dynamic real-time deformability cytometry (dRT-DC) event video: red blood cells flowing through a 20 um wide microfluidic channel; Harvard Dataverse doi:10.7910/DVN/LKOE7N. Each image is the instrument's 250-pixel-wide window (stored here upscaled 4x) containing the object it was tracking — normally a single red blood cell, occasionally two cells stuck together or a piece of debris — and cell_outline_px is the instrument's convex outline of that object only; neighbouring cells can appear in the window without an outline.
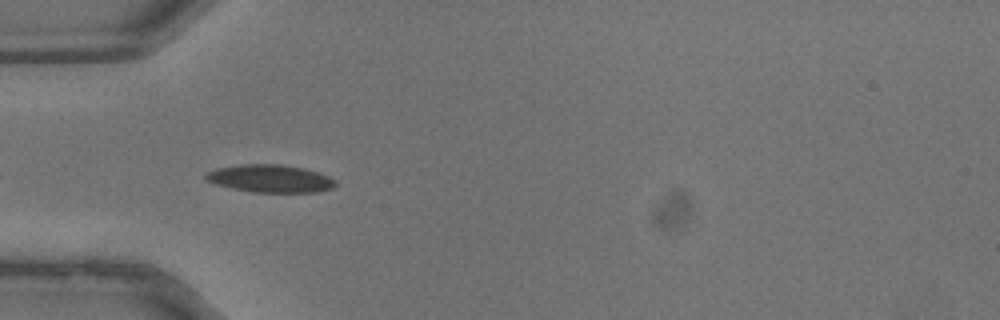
{"species": "common noctule bat (a hibernating species)", "species_latin": "Nyctalus noctula", "temperature_condition": "warm", "stored_images_in_passage": 34, "segment_of_instrument_passage": [2, 2], "camera_frame_rate_fps": 3000, "um_per_image_px": 0.085, "animal": {"sex": "male", "body_mass_g": 13.3}, "frame": {"image": 1, "passage_image": 12, "time_ms": 3.667, "image_size_px": [1000, 320], "cell_outline_px": [[336, 184], [332, 188], [316, 192], [252, 192], [232, 188], [216, 184], [208, 180], [204, 176], [208, 172], [216, 168], [240, 164], [280, 164], [304, 168], [328, 176], [336, 180]], "centroid_in_image_um": [22.97, 15.17], "position_along_channel_um": 62.0, "area_um2": 20.81}}
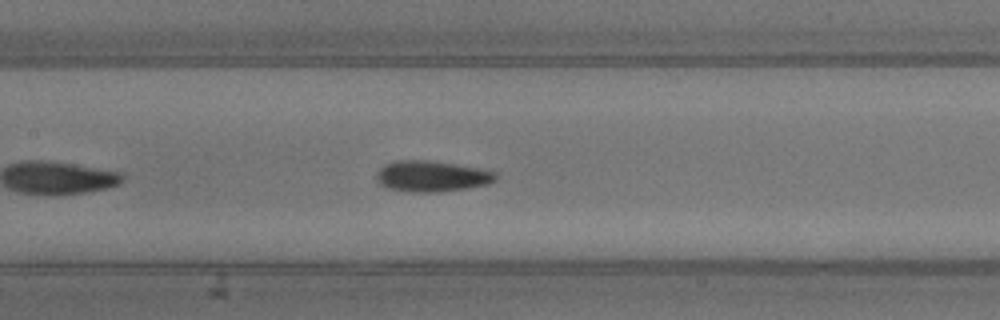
{"frame": {"image": 2, "passage_image": 18, "time_ms": 5.667, "image_size_px": [1000, 320], "cell_outline_px": [[496, 180], [488, 184], [464, 188], [436, 192], [412, 192], [388, 188], [380, 184], [376, 180], [376, 172], [384, 164], [396, 160], [432, 160], [480, 168], [496, 172]], "centroid_in_image_um": [36.67, 14.96], "position_along_channel_um": 170.7, "area_um2": 21.56}}
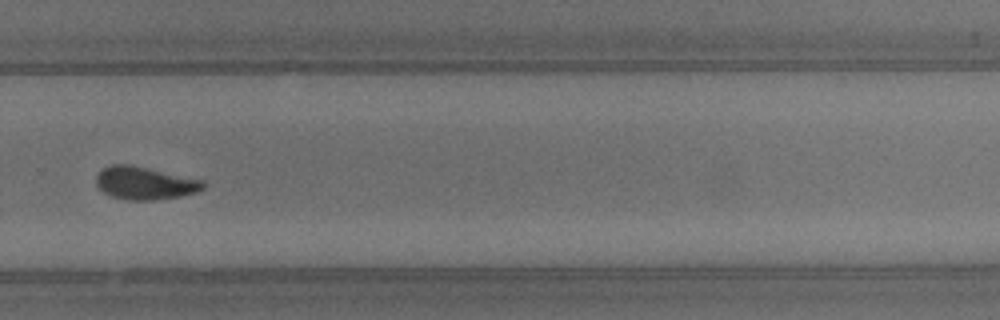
{"frame": {"image": 3, "passage_image": 26, "time_ms": 8.333, "image_size_px": [1000, 320], "cell_outline_px": [[204, 188], [196, 192], [180, 196], [156, 200], [128, 200], [112, 196], [104, 192], [96, 184], [96, 176], [104, 168], [112, 164], [132, 164], [204, 180]], "centroid_in_image_um": [12.32, 15.55], "position_along_channel_um": 317.5, "area_um2": 20.46}}